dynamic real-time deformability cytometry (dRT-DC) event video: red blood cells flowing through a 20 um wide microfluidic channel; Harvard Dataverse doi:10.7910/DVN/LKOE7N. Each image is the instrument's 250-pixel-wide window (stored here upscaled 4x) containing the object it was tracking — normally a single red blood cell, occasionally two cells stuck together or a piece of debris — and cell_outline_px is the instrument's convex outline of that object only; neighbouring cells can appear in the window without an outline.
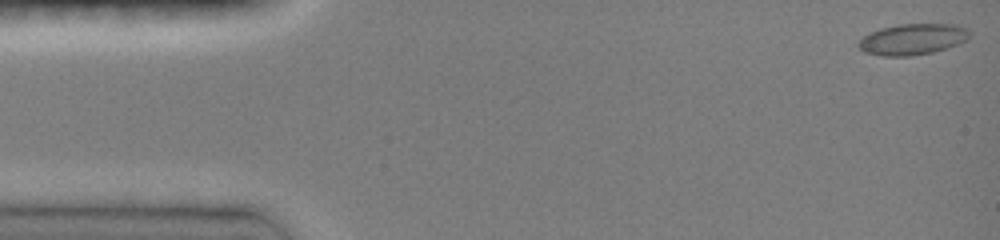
{"species": "common noctule bat (a hibernating species)", "species_latin": "Nyctalus noctula", "temperature_condition": "room temperature", "stored_images_in_passage": 46, "camera_frame_rate_fps": 3000, "um_per_image_px": 0.085, "animal": {"sex": "female", "body_mass_g": 19.0, "forearm_length_mm": 51.5}, "frame": {"image": 1, "passage_image": 1, "time_ms": 0.0, "image_size_px": [1000, 240], "cell_outline_px": [[968, 40], [932, 52], [912, 56], [884, 56], [864, 52], [856, 44], [864, 36], [880, 28], [900, 24], [956, 24], [964, 28], [968, 32]], "centroid_in_image_um": [77.53, 3.34], "position_along_channel_um": 7.5, "area_um2": 19.83}}
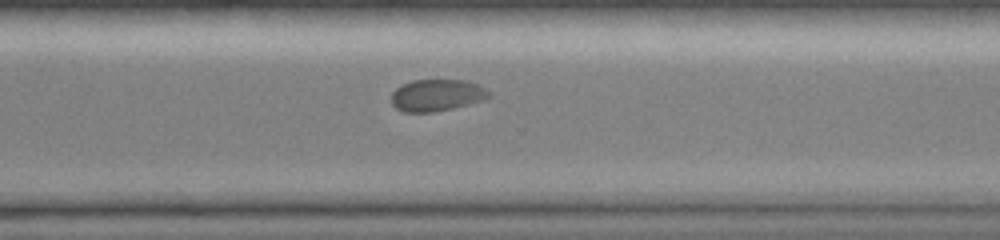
{"frame": {"image": 2, "passage_image": 34, "time_ms": 11.0, "image_size_px": [1000, 240], "cell_outline_px": [[492, 96], [484, 100], [452, 108], [432, 112], [404, 112], [396, 108], [392, 104], [392, 92], [396, 88], [412, 80], [468, 80], [488, 88], [492, 92]], "centroid_in_image_um": [37.19, 8.08], "position_along_channel_um": 333.4, "area_um2": 18.26}}
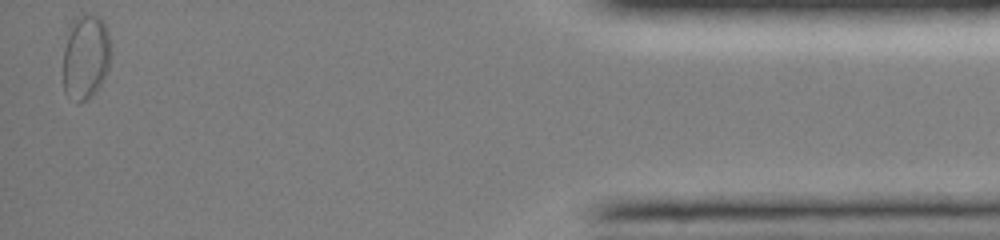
{"frame": {"image": 3, "passage_image": 46, "time_ms": 15.0, "image_size_px": [1000, 240], "cell_outline_px": [[112, 56], [108, 68], [96, 92], [88, 100], [80, 104], [76, 104], [64, 92], [64, 48], [68, 24], [76, 16], [100, 16], [104, 20], [108, 32], [112, 52]], "centroid_in_image_um": [7.29, 4.85], "position_along_channel_um": 427.9, "area_um2": 24.22}, "authors_computed_cell_mechanics": {"area_um2": 18.2937, "velocity_mm_per_s": 4.0528, "shape_relaxation_time_tau1_ms": 3.9009, "shape_relaxation_time_tau2_ms": null, "deformation_change_tau1": 0.0637, "deformation_change_tau2": null}}